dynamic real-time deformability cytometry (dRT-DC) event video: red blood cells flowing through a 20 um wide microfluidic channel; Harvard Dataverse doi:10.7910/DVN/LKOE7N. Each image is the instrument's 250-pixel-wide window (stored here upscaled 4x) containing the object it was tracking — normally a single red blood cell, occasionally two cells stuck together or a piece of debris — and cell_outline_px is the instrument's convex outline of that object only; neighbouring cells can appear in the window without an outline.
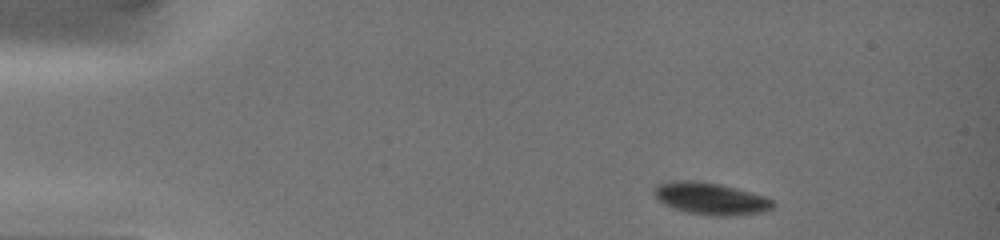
{"species": "common noctule bat (a hibernating species)", "species_latin": "Nyctalus noctula", "temperature_condition": "warm", "stored_images_in_passage": 7, "camera_frame_rate_fps": 3000, "um_per_image_px": 0.085, "animal": {"sex": "female", "body_mass_g": 19.0, "forearm_length_mm": 51.5}, "frame": {"image": 1, "passage_image": 1, "time_ms": 0.0, "image_size_px": [1000, 240], "cell_outline_px": [[776, 204], [772, 208], [764, 212], [732, 216], [708, 216], [688, 212], [672, 208], [664, 204], [652, 192], [652, 188], [656, 184], [672, 180], [696, 180], [720, 184], [736, 188], [764, 196], [772, 200]], "centroid_in_image_um": [60.38, 16.88], "position_along_channel_um": 24.6, "area_um2": 22.48}}
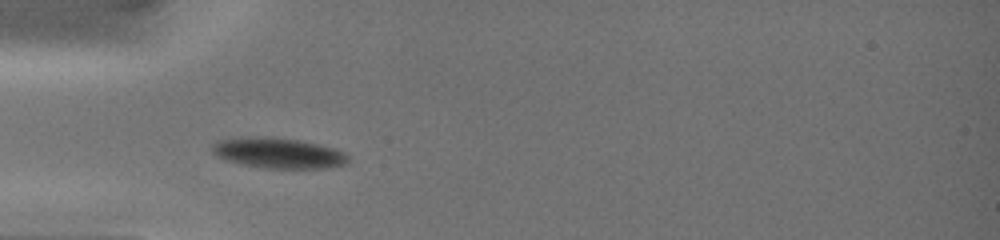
{"frame": {"image": 2, "passage_image": 5, "time_ms": 3.0, "image_size_px": [1000, 240], "cell_outline_px": [[348, 164], [328, 168], [264, 168], [244, 164], [228, 160], [216, 156], [212, 152], [212, 144], [216, 140], [252, 136], [264, 136], [300, 140], [332, 148], [344, 152], [348, 156]], "centroid_in_image_um": [23.65, 13.0], "position_along_channel_um": 61.4, "area_um2": 24.1}}
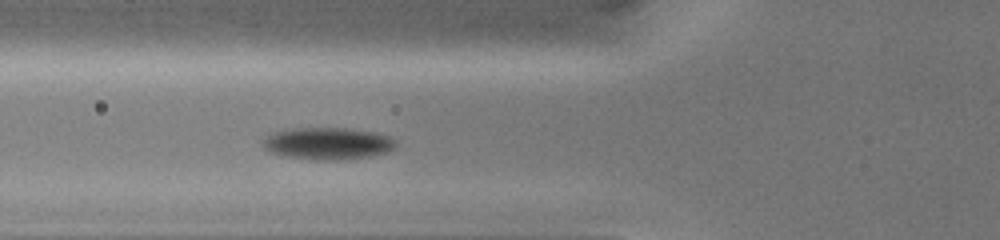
{"frame": {"image": 3, "passage_image": 7, "time_ms": 4.0, "image_size_px": [1000, 240], "cell_outline_px": [[396, 148], [388, 152], [368, 156], [340, 160], [316, 160], [288, 156], [272, 152], [264, 148], [260, 140], [276, 132], [292, 128], [348, 128], [372, 132], [388, 136], [396, 140]], "centroid_in_image_um": [27.88, 12.19], "position_along_channel_um": 97.9, "area_um2": 24.68}}